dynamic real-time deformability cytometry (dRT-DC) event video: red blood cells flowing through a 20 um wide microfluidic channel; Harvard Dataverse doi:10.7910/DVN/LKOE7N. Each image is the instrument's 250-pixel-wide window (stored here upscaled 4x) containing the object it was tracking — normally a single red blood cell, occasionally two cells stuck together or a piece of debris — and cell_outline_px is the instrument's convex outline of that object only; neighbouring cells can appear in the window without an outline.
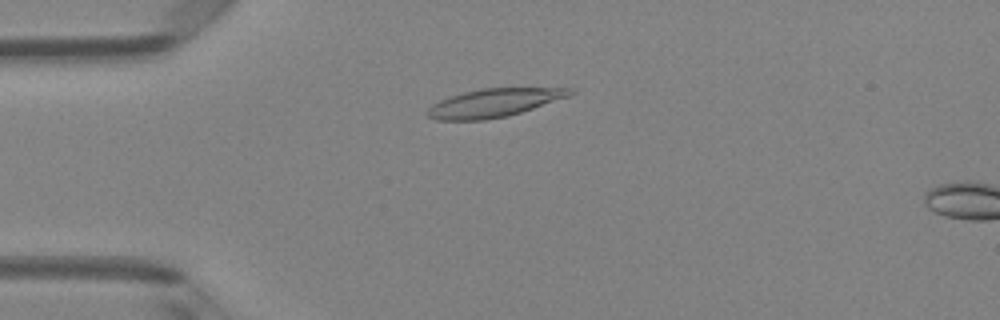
{"species": "Egyptian fruit bat (a non-hibernating species)", "species_latin": "Rousettus aegyptiacus", "temperature_condition": "room temperature", "stored_images_in_passage": 4, "camera_frame_rate_fps": 3000, "um_per_image_px": 0.085, "animal": {"sex": "female"}, "frame": {"image": 1, "passage_image": 3, "time_ms": 0.667, "image_size_px": [1000, 320], "cell_outline_px": [[576, 92], [572, 96], [508, 116], [484, 120], [436, 120], [428, 116], [424, 112], [432, 104], [448, 96], [480, 88], [572, 88]], "centroid_in_image_um": [42.0, 8.74], "position_along_channel_um": 43.0, "area_um2": 23.76}}